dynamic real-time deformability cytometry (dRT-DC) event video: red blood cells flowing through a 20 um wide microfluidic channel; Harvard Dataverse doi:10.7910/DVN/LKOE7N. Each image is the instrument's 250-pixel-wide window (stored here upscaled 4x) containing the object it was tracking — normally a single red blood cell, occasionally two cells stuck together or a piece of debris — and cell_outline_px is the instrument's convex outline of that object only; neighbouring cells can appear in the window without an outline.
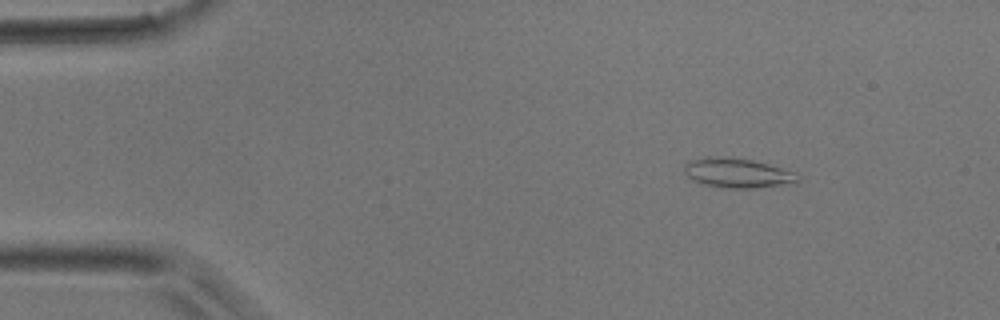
{"species": "common noctule bat (a hibernating species)", "species_latin": "Nyctalus noctula", "temperature_condition": "room temperature", "stored_images_in_passage": 3, "camera_frame_rate_fps": 3000, "um_per_image_px": 0.085, "animal": {"sex": "male", "body_mass_g": 17.9}, "frame": {"image": 1, "passage_image": 1, "time_ms": 0.0, "image_size_px": [1000, 320], "cell_outline_px": [[800, 180], [796, 184], [752, 188], [724, 188], [704, 184], [692, 180], [684, 172], [684, 168], [692, 160], [704, 156], [732, 156], [752, 160], [796, 172], [800, 176]], "centroid_in_image_um": [62.74, 14.7], "position_along_channel_um": 22.3, "area_um2": 19.88}}